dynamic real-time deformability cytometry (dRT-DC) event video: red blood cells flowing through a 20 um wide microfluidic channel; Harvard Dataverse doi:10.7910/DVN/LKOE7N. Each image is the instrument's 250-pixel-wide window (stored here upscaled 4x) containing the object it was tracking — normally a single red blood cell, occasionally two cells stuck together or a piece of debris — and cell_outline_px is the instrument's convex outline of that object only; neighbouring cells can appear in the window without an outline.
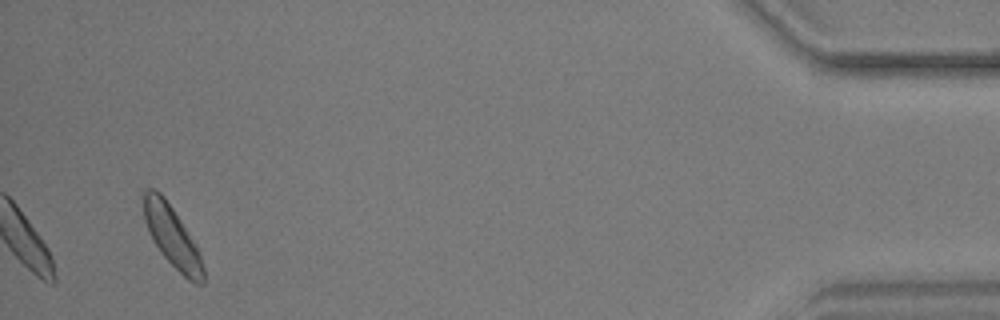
{"species": "common noctule bat (a hibernating species)", "species_latin": "Nyctalus noctula", "temperature_condition": "warm", "stored_images_in_passage": 36, "camera_frame_rate_fps": 3000, "um_per_image_px": 0.085, "animal": {"sex": "male", "body_mass_g": 17.9, "forearm_length_mm": 54.2}, "frame": {"image": 1, "passage_image": 36, "time_ms": 11.667, "image_size_px": [1000, 320], "cell_outline_px": [[204, 284], [196, 284], [188, 280], [160, 252], [148, 232], [144, 220], [144, 192], [148, 188], [156, 188], [164, 196], [196, 244], [204, 268]], "centroid_in_image_um": [14.63, 20.11], "position_along_channel_um": 420.6, "area_um2": 20.92}}